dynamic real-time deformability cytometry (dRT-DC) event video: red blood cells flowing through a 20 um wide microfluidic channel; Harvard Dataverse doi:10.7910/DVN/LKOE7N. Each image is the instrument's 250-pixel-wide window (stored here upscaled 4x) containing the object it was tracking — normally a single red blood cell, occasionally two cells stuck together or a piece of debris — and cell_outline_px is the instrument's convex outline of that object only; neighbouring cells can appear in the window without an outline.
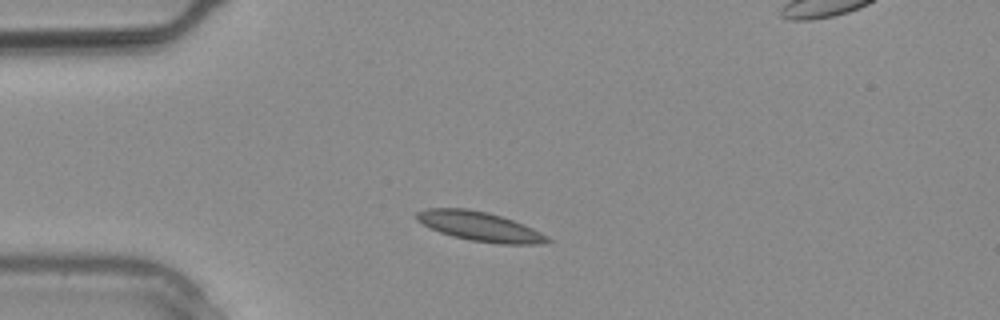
{"species": "common noctule bat (a hibernating species)", "species_latin": "Nyctalus noctula", "temperature_condition": "warm", "stored_images_in_passage": 8, "camera_frame_rate_fps": 3000, "um_per_image_px": 0.085, "animal": {"sex": "male", "body_mass_g": 20.4}, "frame": {"image": 1, "passage_image": 1, "time_ms": 0.0, "image_size_px": [1000, 320], "cell_outline_px": [[552, 240], [540, 244], [500, 244], [472, 240], [452, 236], [440, 232], [416, 220], [416, 212], [428, 208], [468, 208], [488, 212], [512, 220], [532, 228], [548, 236]], "centroid_in_image_um": [40.78, 19.24], "position_along_channel_um": 44.2, "area_um2": 22.14}}